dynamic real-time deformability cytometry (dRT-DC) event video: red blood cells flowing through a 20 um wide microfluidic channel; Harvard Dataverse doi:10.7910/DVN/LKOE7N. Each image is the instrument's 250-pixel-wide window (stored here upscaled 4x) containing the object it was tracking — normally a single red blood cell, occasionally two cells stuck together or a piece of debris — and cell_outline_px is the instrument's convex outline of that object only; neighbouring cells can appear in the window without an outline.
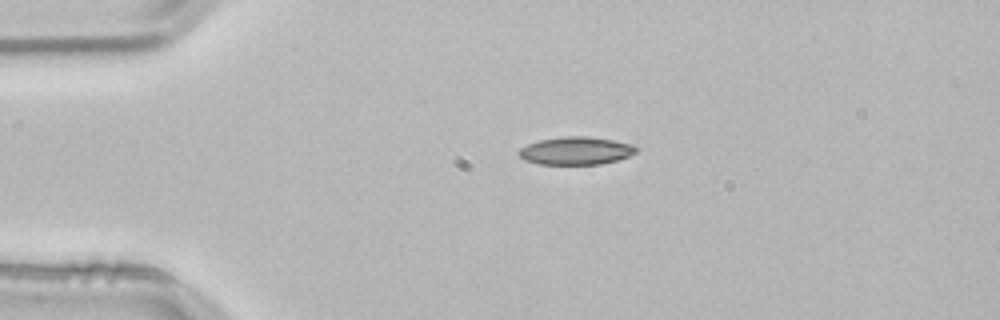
{"species": "common noctule bat (a hibernating species)", "species_latin": "Nyctalus noctula", "temperature_condition": "room temperature", "stored_images_in_passage": 27, "camera_frame_rate_fps": 3000, "um_per_image_px": 0.085, "animal": {"sex": "male", "body_mass_g": 21.5, "forearm_length_mm": 52.0}, "frame": {"image": 1, "passage_image": 1, "time_ms": 0.0, "image_size_px": [1000, 320], "cell_outline_px": [[640, 148], [636, 152], [628, 156], [616, 160], [600, 164], [540, 164], [524, 160], [516, 152], [520, 148], [528, 144], [540, 140], [564, 136], [588, 136], [612, 140], [632, 144]], "centroid_in_image_um": [48.95, 12.81], "position_along_channel_um": 36.1, "area_um2": 19.02}}
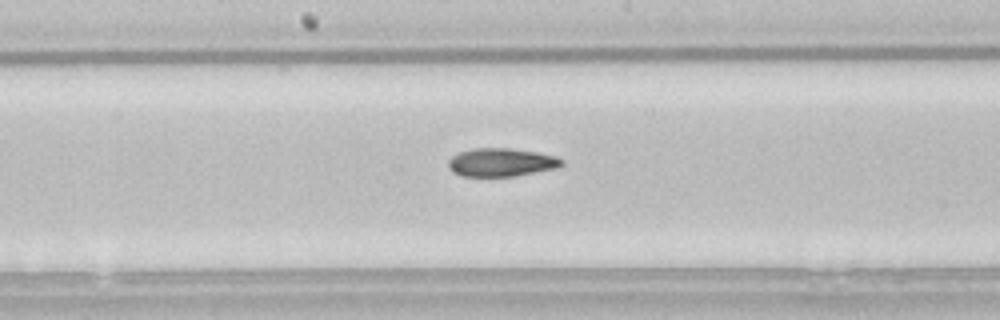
{"frame": {"image": 2, "passage_image": 17, "time_ms": 5.333, "image_size_px": [1000, 320], "cell_outline_px": [[564, 164], [560, 168], [516, 176], [460, 176], [452, 172], [448, 168], [448, 160], [452, 156], [460, 152], [472, 148], [512, 148], [536, 152], [556, 156], [564, 160]], "centroid_in_image_um": [42.63, 13.8], "position_along_channel_um": 205.6, "area_um2": 19.02}}
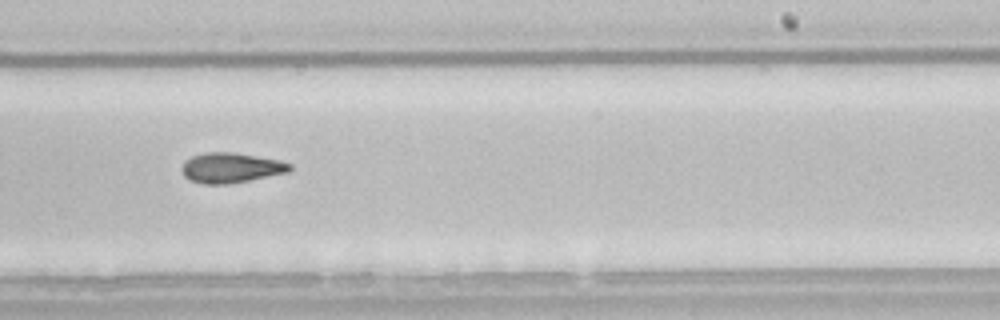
{"frame": {"image": 3, "passage_image": 22, "time_ms": 7.0, "image_size_px": [1000, 320], "cell_outline_px": [[292, 168], [288, 172], [228, 184], [204, 184], [192, 180], [184, 176], [180, 168], [184, 160], [192, 156], [204, 152], [232, 152], [280, 160], [292, 164]], "centroid_in_image_um": [19.6, 14.25], "position_along_channel_um": 269.4, "area_um2": 18.9}}